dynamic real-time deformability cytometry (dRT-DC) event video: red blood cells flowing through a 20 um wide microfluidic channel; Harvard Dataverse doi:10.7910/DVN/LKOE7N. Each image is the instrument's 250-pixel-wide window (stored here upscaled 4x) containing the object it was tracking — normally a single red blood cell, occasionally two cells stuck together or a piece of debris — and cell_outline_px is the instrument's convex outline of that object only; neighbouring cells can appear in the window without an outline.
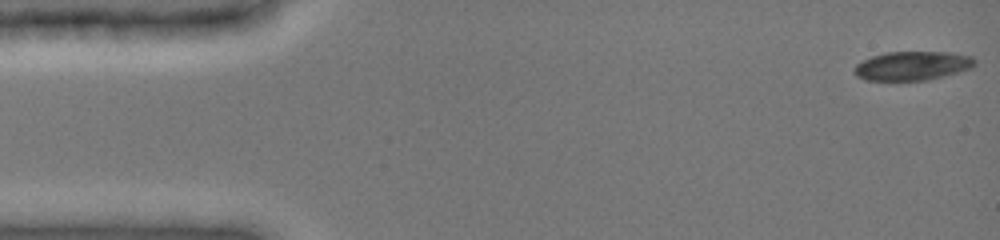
{"species": "common noctule bat (a hibernating species)", "species_latin": "Nyctalus noctula", "temperature_condition": "cold", "stored_images_in_passage": 45, "camera_frame_rate_fps": 3000, "um_per_image_px": 0.085, "animal": {"sex": "female", "body_mass_g": 19.0, "forearm_length_mm": 51.5}, "frame": {"image": 1, "passage_image": 1, "time_ms": 0.0, "image_size_px": [1000, 240], "cell_outline_px": [[976, 64], [972, 68], [944, 76], [928, 80], [864, 80], [856, 76], [852, 72], [852, 68], [856, 64], [872, 56], [884, 52], [952, 52], [972, 56], [976, 60]], "centroid_in_image_um": [77.55, 5.59], "position_along_channel_um": 7.5, "area_um2": 20.58}}
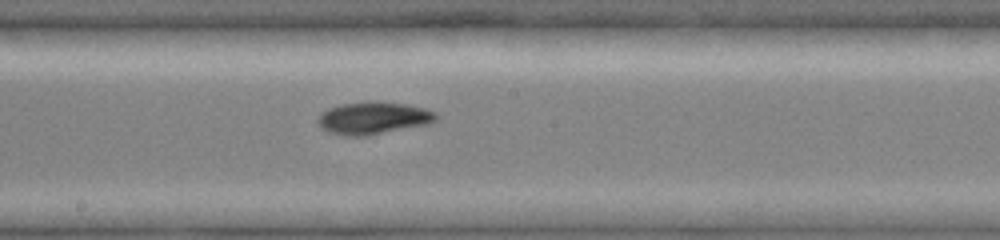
{"frame": {"image": 2, "passage_image": 26, "time_ms": 8.333, "image_size_px": [1000, 240], "cell_outline_px": [[436, 120], [428, 124], [364, 136], [344, 136], [328, 132], [320, 128], [316, 120], [320, 112], [328, 108], [340, 104], [372, 100], [404, 104], [424, 108], [436, 112]], "centroid_in_image_um": [31.66, 10.02], "position_along_channel_um": 216.5, "area_um2": 22.48}}
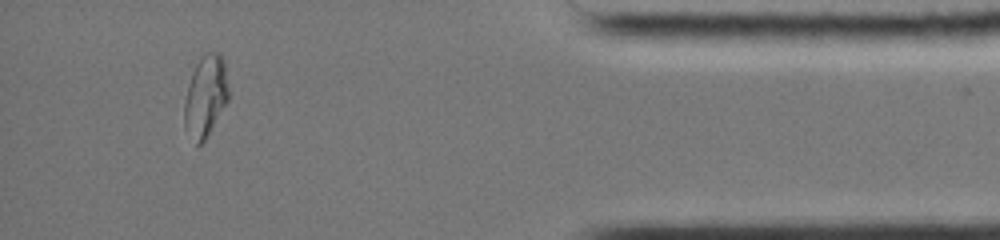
{"frame": {"image": 3, "passage_image": 44, "time_ms": 14.333, "image_size_px": [1000, 240], "cell_outline_px": [[228, 100], [204, 140], [200, 144], [196, 144], [184, 128], [184, 100], [188, 84], [192, 72], [196, 64], [208, 52], [220, 52], [224, 60], [228, 88]], "centroid_in_image_um": [17.45, 8.16], "position_along_channel_um": 417.7, "area_um2": 20.69}}